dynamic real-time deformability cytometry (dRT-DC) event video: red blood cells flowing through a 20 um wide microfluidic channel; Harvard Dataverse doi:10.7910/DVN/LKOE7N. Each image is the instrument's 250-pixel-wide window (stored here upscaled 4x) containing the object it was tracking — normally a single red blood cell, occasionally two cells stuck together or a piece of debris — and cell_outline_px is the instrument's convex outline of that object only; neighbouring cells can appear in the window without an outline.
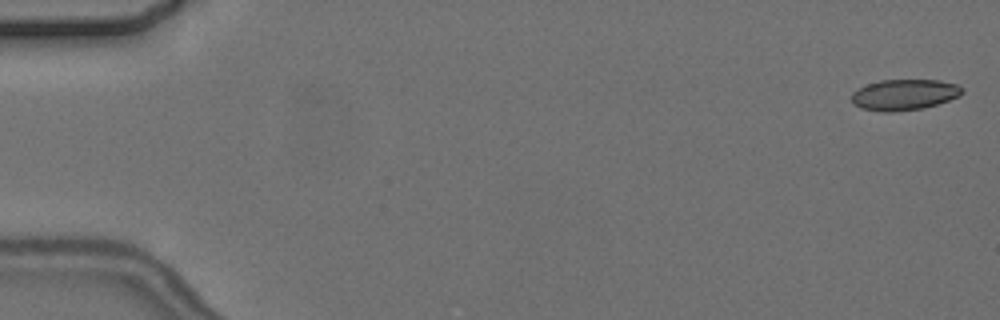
{"species": "common noctule bat (a hibernating species)", "species_latin": "Nyctalus noctula", "temperature_condition": "cold", "stored_images_in_passage": 6, "segment_of_instrument_passage": [1, 2], "camera_frame_rate_fps": 3000, "um_per_image_px": 0.085, "animal": {"sex": "female", "body_mass_g": 24.6, "forearm_length_mm": 56.2}, "frame": {"image": 1, "passage_image": 1, "time_ms": 0.0, "image_size_px": [1000, 320], "cell_outline_px": [[964, 92], [960, 96], [924, 108], [892, 112], [880, 112], [860, 108], [852, 104], [852, 92], [868, 84], [880, 80], [940, 80], [956, 84], [964, 88]], "centroid_in_image_um": [76.86, 8.05], "position_along_channel_um": 8.1, "area_um2": 20.0}}